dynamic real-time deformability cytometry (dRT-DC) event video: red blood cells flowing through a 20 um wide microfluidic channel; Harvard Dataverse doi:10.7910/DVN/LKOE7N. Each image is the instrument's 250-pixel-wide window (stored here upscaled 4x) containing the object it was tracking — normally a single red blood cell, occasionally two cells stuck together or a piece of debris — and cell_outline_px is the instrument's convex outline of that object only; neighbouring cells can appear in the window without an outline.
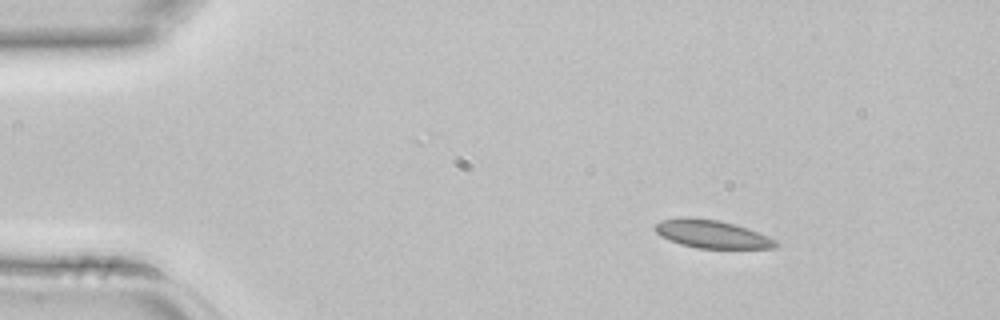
{"species": "common noctule bat (a hibernating species)", "species_latin": "Nyctalus noctula", "temperature_condition": "room temperature", "stored_images_in_passage": 5, "camera_frame_rate_fps": 3000, "um_per_image_px": 0.085, "animal": {"sex": "female", "body_mass_g": 22.7, "forearm_length_mm": 54.2}, "frame": {"image": 1, "passage_image": 2, "time_ms": 0.333, "image_size_px": [1000, 320], "cell_outline_px": [[780, 244], [776, 248], [696, 248], [680, 244], [660, 236], [652, 228], [660, 220], [684, 216], [688, 216], [720, 220], [736, 224], [748, 228], [768, 236], [776, 240]], "centroid_in_image_um": [60.49, 19.88], "position_along_channel_um": 24.5, "area_um2": 20.06}}
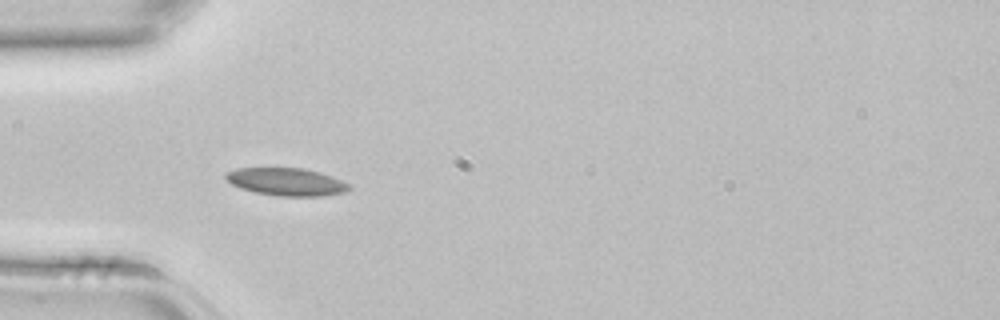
{"frame": {"image": 2, "passage_image": 4, "time_ms": 1.0, "image_size_px": [1000, 320], "cell_outline_px": [[352, 188], [344, 192], [320, 196], [280, 196], [256, 192], [240, 188], [232, 184], [224, 176], [224, 172], [236, 168], [304, 168], [320, 172], [332, 176], [352, 184]], "centroid_in_image_um": [24.37, 15.44], "position_along_channel_um": 60.6, "area_um2": 20.0}}